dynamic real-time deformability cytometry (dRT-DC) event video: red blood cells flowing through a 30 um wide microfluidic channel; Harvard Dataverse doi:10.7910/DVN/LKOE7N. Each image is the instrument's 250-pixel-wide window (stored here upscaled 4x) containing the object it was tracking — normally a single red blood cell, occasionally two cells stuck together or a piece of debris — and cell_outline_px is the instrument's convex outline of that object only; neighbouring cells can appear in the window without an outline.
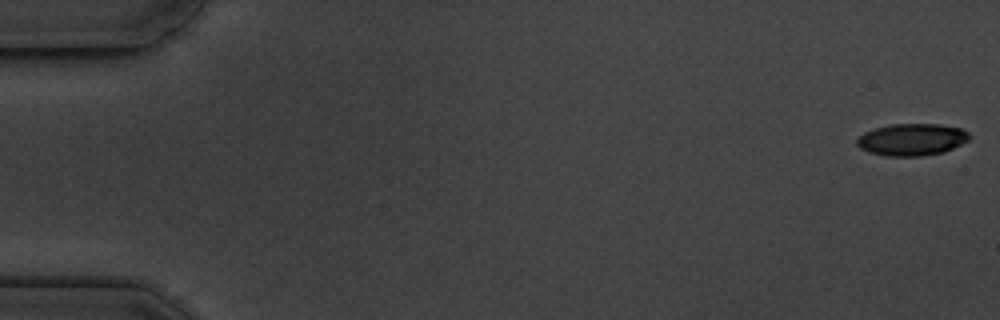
{"species": "common noctule bat (a hibernating species)", "species_latin": "Nyctalus noctula", "temperature_condition": "cold", "stored_images_in_passage": 6, "segment_of_instrument_passage": [1, 2], "camera_frame_rate_fps": 3000, "um_per_image_px": 0.085, "animal": {"sex": "male", "body_mass_g": 19.5, "forearm_length_mm": 54.6}, "frame": {"image": 1, "passage_image": 1, "time_ms": 0.0, "image_size_px": [1000, 320], "cell_outline_px": [[972, 136], [968, 140], [944, 152], [920, 156], [884, 156], [868, 152], [860, 148], [856, 144], [856, 140], [864, 132], [876, 128], [892, 124], [940, 124], [960, 128], [968, 132]], "centroid_in_image_um": [77.5, 11.86], "position_along_channel_um": 7.5, "area_um2": 20.98}}
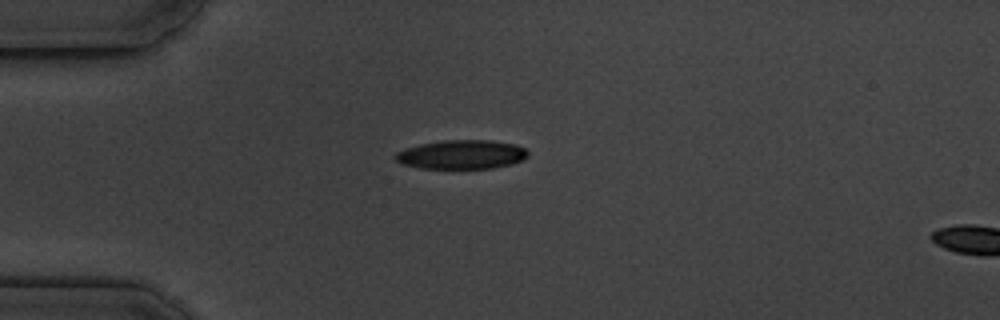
{"frame": {"image": 2, "passage_image": 5, "time_ms": 4.667, "image_size_px": [1000, 320], "cell_outline_px": [[528, 156], [512, 164], [492, 168], [420, 168], [404, 164], [396, 160], [392, 156], [396, 152], [404, 148], [420, 144], [444, 140], [488, 140], [516, 144], [524, 148], [528, 152]], "centroid_in_image_um": [39.21, 13.13], "position_along_channel_um": 45.8, "area_um2": 22.37}}